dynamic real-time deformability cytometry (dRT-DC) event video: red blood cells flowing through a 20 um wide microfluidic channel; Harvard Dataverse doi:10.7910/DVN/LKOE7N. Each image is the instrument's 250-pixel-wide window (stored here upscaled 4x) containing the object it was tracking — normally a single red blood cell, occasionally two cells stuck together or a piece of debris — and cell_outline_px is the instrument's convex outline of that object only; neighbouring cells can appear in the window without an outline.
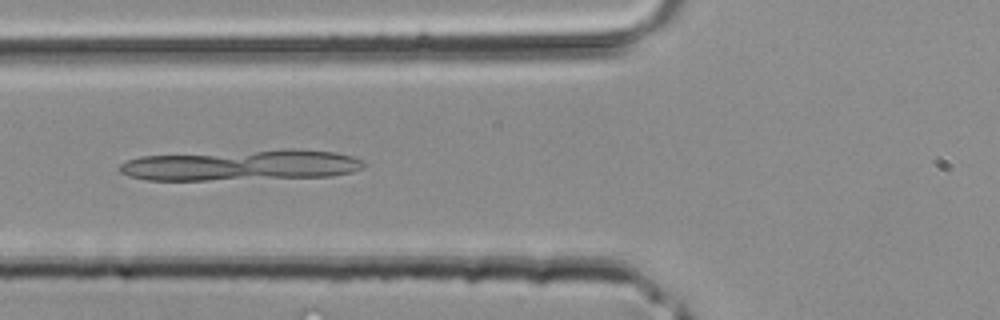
{"species": "common noctule bat (a hibernating species)", "species_latin": "Nyctalus noctula", "temperature_condition": "room temperature", "stored_images_in_passage": 12, "camera_frame_rate_fps": 3000, "um_per_image_px": 0.085, "animal": {"sex": "male", "body_mass_g": 20.4}, "frame": {"image": 1, "passage_image": 10, "time_ms": 3.0, "image_size_px": [1000, 320], "cell_outline_px": [[364, 168], [352, 172], [332, 176], [208, 180], [148, 180], [128, 176], [120, 172], [120, 164], [128, 160], [140, 156], [284, 148], [300, 148], [336, 152], [352, 156], [364, 160]], "centroid_in_image_um": [20.56, 14.02], "position_along_channel_um": 105.2, "area_um2": 44.33}}
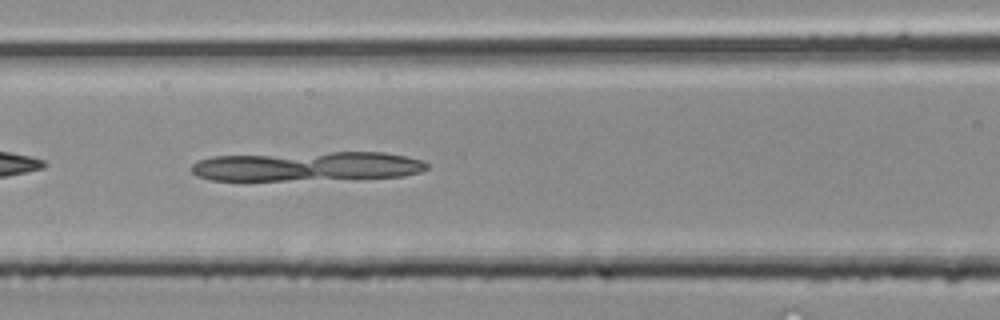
{"frame": {"image": 2, "passage_image": 12, "time_ms": 3.667, "image_size_px": [1000, 320], "cell_outline_px": [[428, 168], [420, 172], [404, 176], [244, 184], [240, 184], [208, 180], [196, 176], [188, 168], [192, 164], [200, 160], [212, 156], [328, 152], [384, 152], [404, 156], [420, 160], [428, 164]], "centroid_in_image_um": [25.9, 14.2], "position_along_channel_um": 140.7, "area_um2": 42.48}}